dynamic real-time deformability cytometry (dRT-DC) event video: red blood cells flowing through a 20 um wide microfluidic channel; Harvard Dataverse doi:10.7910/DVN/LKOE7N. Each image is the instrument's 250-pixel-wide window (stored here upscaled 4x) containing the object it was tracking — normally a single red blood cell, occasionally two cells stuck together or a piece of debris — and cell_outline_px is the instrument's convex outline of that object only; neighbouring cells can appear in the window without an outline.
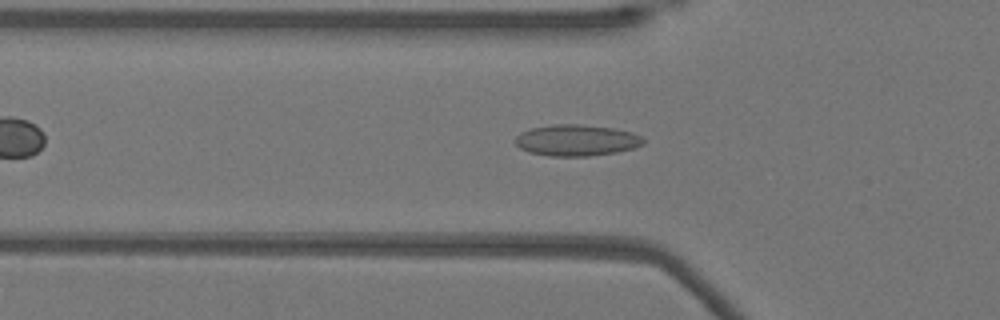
{"species": "Egyptian fruit bat (a non-hibernating species)", "species_latin": "Rousettus aegyptiacus", "temperature_condition": "warm", "stored_images_in_passage": 44, "camera_frame_rate_fps": 3000, "um_per_image_px": 0.085, "animal": {"sex": "female"}, "frame": {"image": 1, "passage_image": 12, "time_ms": 3.667, "image_size_px": [1000, 320], "cell_outline_px": [[644, 144], [632, 148], [616, 152], [588, 156], [548, 156], [528, 152], [520, 148], [516, 144], [516, 136], [520, 132], [532, 128], [552, 124], [580, 124], [612, 128], [632, 132], [640, 136], [644, 140]], "centroid_in_image_um": [48.98, 11.92], "position_along_channel_um": 76.8, "area_um2": 23.29}}
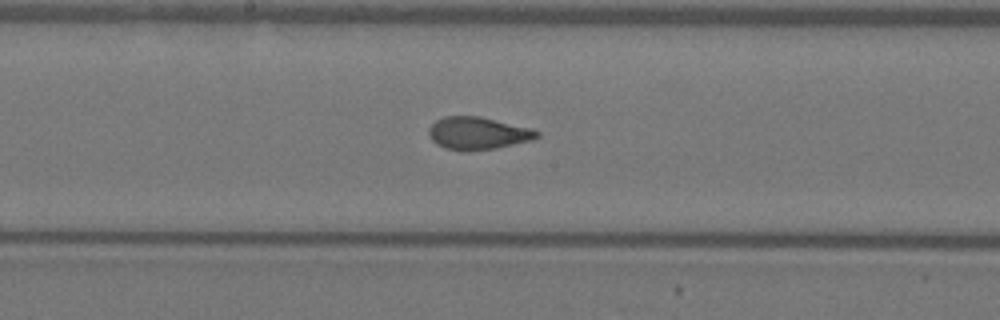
{"frame": {"image": 2, "passage_image": 22, "time_ms": 7.0, "image_size_px": [1000, 320], "cell_outline_px": [[540, 136], [532, 140], [496, 148], [468, 152], [444, 148], [436, 144], [428, 136], [428, 128], [436, 120], [444, 116], [480, 116], [532, 128], [540, 132]], "centroid_in_image_um": [40.61, 11.33], "position_along_channel_um": 207.6, "area_um2": 20.81}}
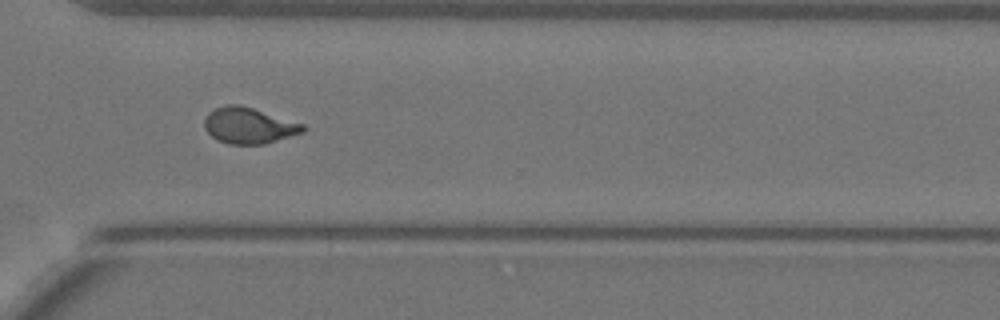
{"frame": {"image": 3, "passage_image": 33, "time_ms": 10.667, "image_size_px": [1000, 320], "cell_outline_px": [[308, 128], [304, 132], [264, 144], [228, 144], [216, 140], [204, 128], [204, 120], [208, 112], [216, 108], [228, 104], [240, 104], [304, 124]], "centroid_in_image_um": [21.15, 10.67], "position_along_channel_um": 349.5, "area_um2": 20.75}, "authors_computed_cell_mechanics": {"area_um2": 20.5768, "velocity_mm_per_s": 3.8803, "shape_relaxation_time_tau1_ms": 10.9033, "shape_relaxation_time_tau2_ms": 0.8501, "deformation_change_tau1": 0.2494, "deformation_change_tau2": 0.0612}}